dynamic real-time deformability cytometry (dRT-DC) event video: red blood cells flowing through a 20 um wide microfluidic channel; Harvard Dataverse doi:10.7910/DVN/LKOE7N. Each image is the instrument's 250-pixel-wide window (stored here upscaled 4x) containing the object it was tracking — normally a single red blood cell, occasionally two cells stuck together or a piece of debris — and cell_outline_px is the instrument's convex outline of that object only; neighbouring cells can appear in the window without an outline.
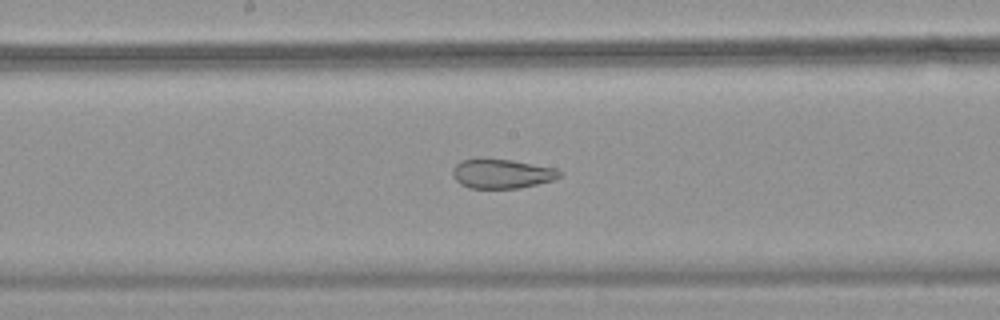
{"species": "common noctule bat (a hibernating species)", "species_latin": "Nyctalus noctula", "temperature_condition": "warm", "stored_images_in_passage": 55, "camera_frame_rate_fps": 3000, "um_per_image_px": 0.085, "animal": {"sex": "female", "body_mass_g": 18.4}, "frame": {"image": 1, "passage_image": 30, "time_ms": 9.667, "image_size_px": [1000, 320], "cell_outline_px": [[560, 176], [552, 180], [520, 188], [468, 188], [460, 184], [452, 176], [452, 168], [460, 160], [480, 156], [484, 156], [512, 160], [556, 168], [560, 172]], "centroid_in_image_um": [42.56, 14.72], "position_along_channel_um": 205.6, "area_um2": 18.79}}
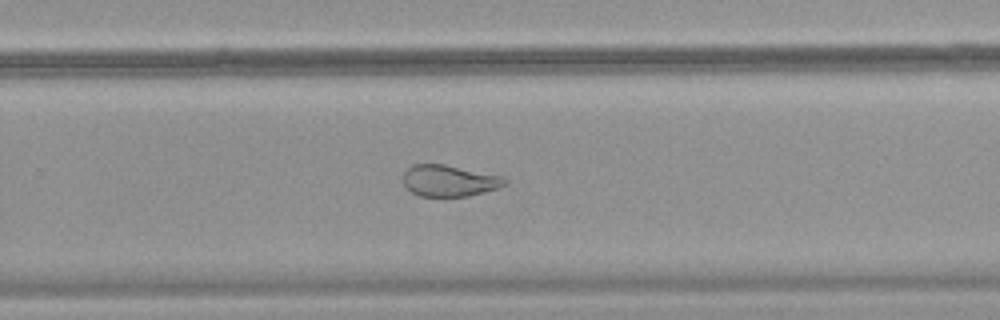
{"frame": {"image": 2, "passage_image": 37, "time_ms": 12.0, "image_size_px": [1000, 320], "cell_outline_px": [[508, 180], [504, 184], [496, 188], [468, 196], [420, 196], [412, 192], [404, 184], [404, 172], [412, 164], [444, 164], [504, 176]], "centroid_in_image_um": [38.18, 15.35], "position_along_channel_um": 291.6, "area_um2": 18.44}}
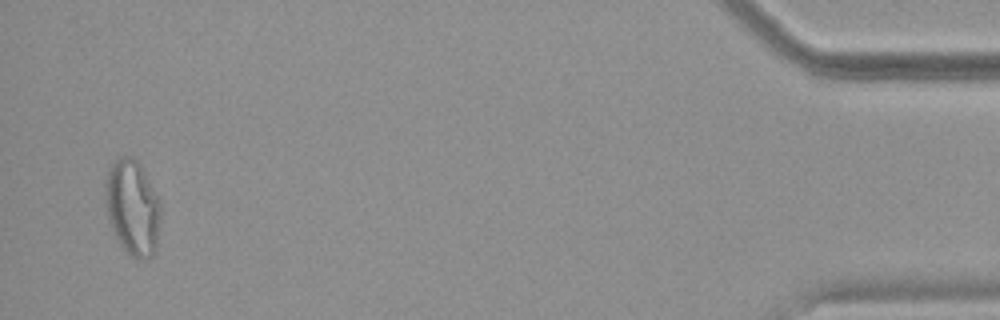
{"frame": {"image": 3, "passage_image": 54, "time_ms": 17.667, "image_size_px": [1000, 320], "cell_outline_px": [[160, 220], [156, 248], [152, 256], [144, 260], [140, 260], [132, 256], [120, 244], [112, 228], [108, 216], [104, 200], [104, 184], [108, 168], [120, 156], [132, 156], [140, 164], [160, 200]], "centroid_in_image_um": [11.26, 17.62], "position_along_channel_um": 423.9, "area_um2": 30.92}, "authors_computed_cell_mechanics": {"area_um2": 26.1256, "velocity_mm_per_s": 3.716, "shape_relaxation_time_tau1_ms": null, "shape_relaxation_time_tau2_ms": 1.8391, "deformation_change_tau1": null, "deformation_change_tau2": 0.0833}}